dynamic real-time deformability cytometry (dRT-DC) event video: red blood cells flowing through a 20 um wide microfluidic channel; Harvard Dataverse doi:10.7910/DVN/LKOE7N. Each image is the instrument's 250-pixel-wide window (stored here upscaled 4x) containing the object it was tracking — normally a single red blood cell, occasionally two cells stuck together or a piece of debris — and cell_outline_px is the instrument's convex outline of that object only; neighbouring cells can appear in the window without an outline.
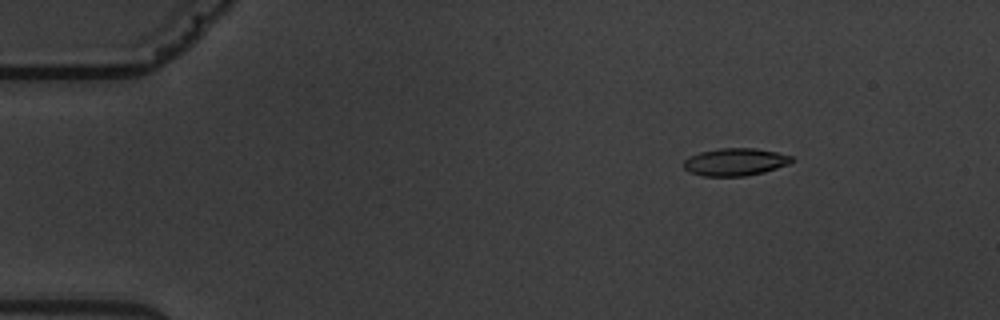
{"species": "common noctule bat (a hibernating species)", "species_latin": "Nyctalus noctula", "temperature_condition": "warm", "stored_images_in_passage": 7, "camera_frame_rate_fps": 3000, "um_per_image_px": 0.085, "animal": {"sex": "male", "body_mass_g": 19.5, "forearm_length_mm": 54.6}, "frame": {"image": 1, "passage_image": 2, "time_ms": 2.0, "image_size_px": [1000, 320], "cell_outline_px": [[796, 160], [788, 164], [764, 172], [744, 176], [704, 176], [692, 172], [684, 168], [684, 160], [700, 152], [720, 148], [756, 148], [776, 152], [792, 156]], "centroid_in_image_um": [62.53, 13.76], "position_along_channel_um": 22.5, "area_um2": 17.17}}
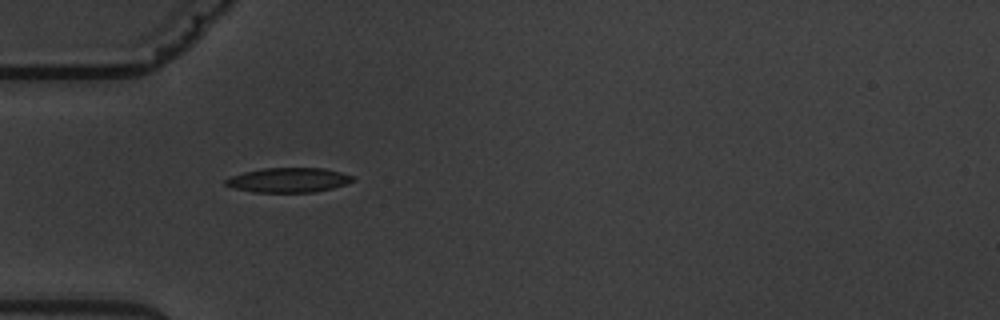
{"frame": {"image": 2, "passage_image": 5, "time_ms": 5.333, "image_size_px": [1000, 320], "cell_outline_px": [[356, 180], [332, 188], [316, 192], [252, 192], [236, 188], [224, 184], [224, 180], [232, 176], [244, 172], [264, 168], [324, 168], [340, 172], [352, 176]], "centroid_in_image_um": [24.52, 15.3], "position_along_channel_um": 60.5, "area_um2": 18.09}}
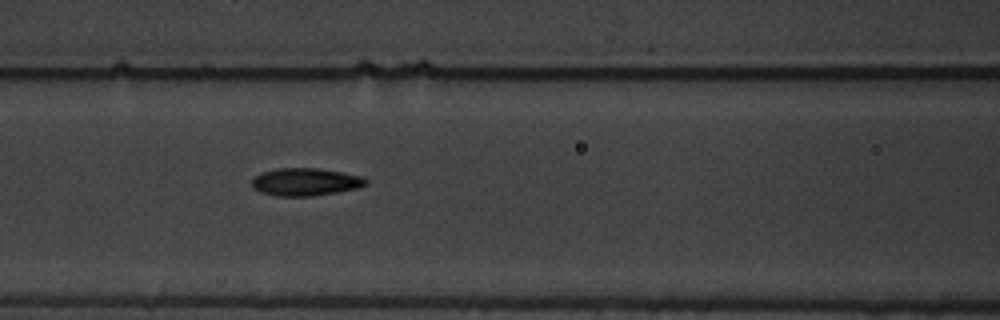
{"frame": {"image": 3, "passage_image": 7, "time_ms": 7.667, "image_size_px": [1000, 320], "cell_outline_px": [[368, 184], [356, 188], [336, 192], [312, 196], [276, 196], [260, 192], [252, 188], [252, 180], [260, 172], [276, 168], [320, 168], [364, 176], [368, 180]], "centroid_in_image_um": [25.96, 15.45], "position_along_channel_um": 140.6, "area_um2": 18.55}}